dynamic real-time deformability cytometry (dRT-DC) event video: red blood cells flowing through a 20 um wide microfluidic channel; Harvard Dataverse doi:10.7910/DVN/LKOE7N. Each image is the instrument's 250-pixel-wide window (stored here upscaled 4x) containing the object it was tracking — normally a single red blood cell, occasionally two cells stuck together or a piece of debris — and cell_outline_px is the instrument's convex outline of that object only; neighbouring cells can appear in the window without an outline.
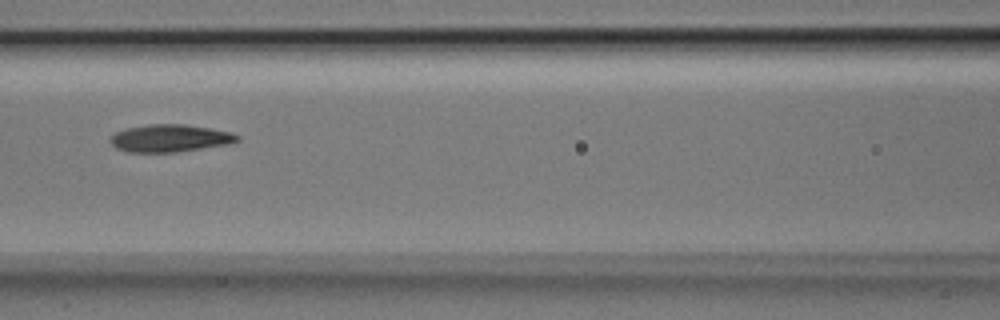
{"species": "Egyptian fruit bat (a non-hibernating species)", "species_latin": "Rousettus aegyptiacus", "temperature_condition": "room temperature", "stored_images_in_passage": 3, "camera_frame_rate_fps": 3000, "um_per_image_px": 0.085, "animal": {"sex": "male"}, "frame": {"image": 1, "passage_image": 3, "time_ms": 0.667, "image_size_px": [1000, 320], "cell_outline_px": [[240, 140], [228, 144], [176, 152], [128, 152], [116, 148], [108, 140], [116, 132], [128, 128], [148, 124], [184, 124], [232, 132], [240, 136]], "centroid_in_image_um": [14.45, 11.75], "position_along_channel_um": 152.2, "area_um2": 20.23}}